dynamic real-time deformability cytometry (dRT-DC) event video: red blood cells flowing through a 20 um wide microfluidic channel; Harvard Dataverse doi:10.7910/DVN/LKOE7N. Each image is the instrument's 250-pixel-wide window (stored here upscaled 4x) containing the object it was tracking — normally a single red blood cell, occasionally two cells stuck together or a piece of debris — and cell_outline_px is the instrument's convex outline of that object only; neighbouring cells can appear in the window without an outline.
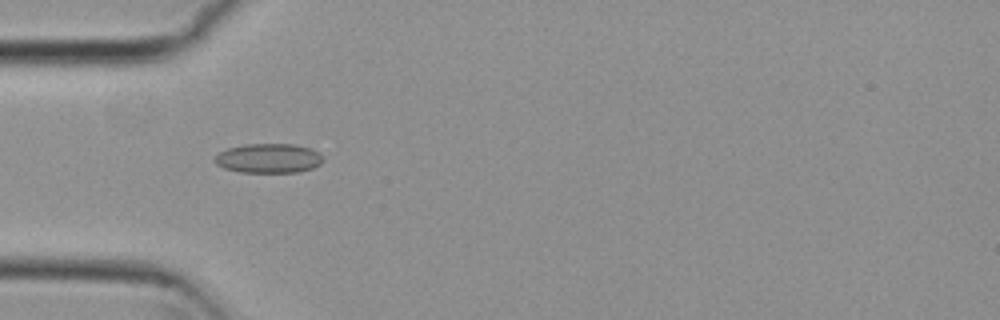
{"species": "common noctule bat (a hibernating species)", "species_latin": "Nyctalus noctula", "temperature_condition": "cold", "stored_images_in_passage": 5, "camera_frame_rate_fps": 3000, "um_per_image_px": 0.085, "animal": {"sex": "female", "body_mass_g": 29.2, "forearm_length_mm": 56.3}, "frame": {"image": 1, "passage_image": 4, "time_ms": 1.0, "image_size_px": [1000, 320], "cell_outline_px": [[324, 160], [320, 164], [312, 168], [300, 172], [240, 172], [224, 168], [216, 164], [212, 160], [220, 152], [228, 148], [244, 144], [292, 144], [312, 148]], "centroid_in_image_um": [22.81, 13.45], "position_along_channel_um": 62.2, "area_um2": 18.55}}
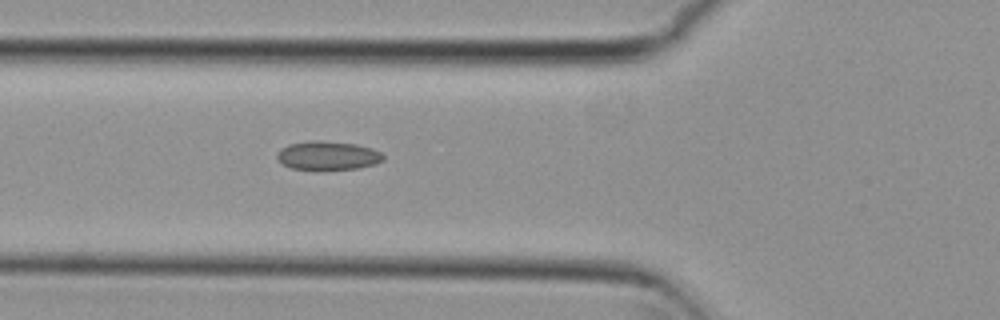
{"frame": {"image": 2, "passage_image": 5, "time_ms": 1.333, "image_size_px": [1000, 320], "cell_outline_px": [[384, 160], [376, 164], [360, 168], [320, 172], [292, 168], [284, 164], [276, 156], [280, 148], [288, 144], [308, 140], [320, 140], [356, 144], [372, 148], [380, 152], [384, 156]], "centroid_in_image_um": [27.87, 13.25], "position_along_channel_um": 97.9, "area_um2": 18.5}}